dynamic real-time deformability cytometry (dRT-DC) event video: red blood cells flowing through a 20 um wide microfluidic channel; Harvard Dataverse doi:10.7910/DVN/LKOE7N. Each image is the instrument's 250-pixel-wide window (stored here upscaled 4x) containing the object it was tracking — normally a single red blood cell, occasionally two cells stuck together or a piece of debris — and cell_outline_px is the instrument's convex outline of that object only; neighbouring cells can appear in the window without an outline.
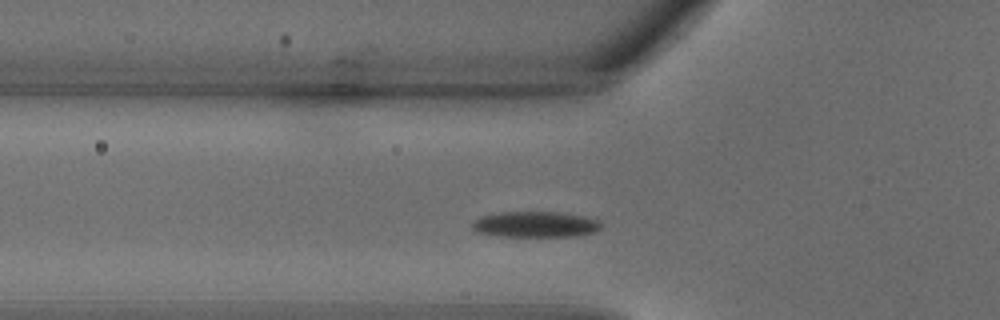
{"species": "common noctule bat (a hibernating species)", "species_latin": "Nyctalus noctula", "temperature_condition": "warm", "stored_images_in_passage": 27, "camera_frame_rate_fps": 3000, "um_per_image_px": 0.085, "animal": {"sex": "male", "body_mass_g": 18.8}, "frame": {"image": 1, "passage_image": 4, "time_ms": 1.0, "image_size_px": [1000, 320], "cell_outline_px": [[604, 224], [596, 232], [576, 236], [496, 236], [476, 232], [472, 228], [472, 224], [480, 216], [496, 212], [568, 212], [584, 216], [596, 220]], "centroid_in_image_um": [45.52, 19.07], "position_along_channel_um": 80.3, "area_um2": 19.65}}
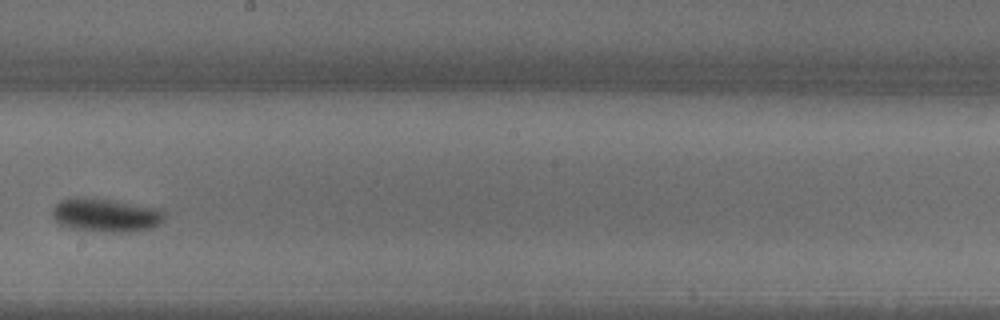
{"frame": {"image": 2, "passage_image": 12, "time_ms": 3.667, "image_size_px": [1000, 320], "cell_outline_px": [[164, 220], [160, 224], [152, 228], [136, 232], [112, 232], [72, 228], [60, 224], [52, 216], [52, 208], [60, 200], [72, 196], [84, 196], [112, 200], [160, 208], [164, 212]], "centroid_in_image_um": [9.0, 18.27], "position_along_channel_um": 239.2, "area_um2": 22.25}}
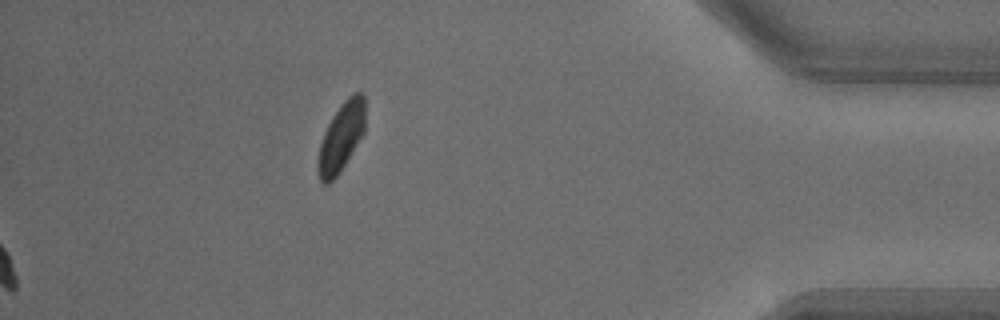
{"frame": {"image": 3, "passage_image": 27, "time_ms": 8.667, "image_size_px": [1000, 320], "cell_outline_px": [[364, 132], [340, 172], [328, 184], [324, 184], [320, 180], [316, 172], [316, 160], [320, 144], [324, 132], [332, 116], [340, 104], [348, 96], [356, 92], [364, 92]], "centroid_in_image_um": [28.97, 11.67], "position_along_channel_um": 406.2, "area_um2": 19.02}}